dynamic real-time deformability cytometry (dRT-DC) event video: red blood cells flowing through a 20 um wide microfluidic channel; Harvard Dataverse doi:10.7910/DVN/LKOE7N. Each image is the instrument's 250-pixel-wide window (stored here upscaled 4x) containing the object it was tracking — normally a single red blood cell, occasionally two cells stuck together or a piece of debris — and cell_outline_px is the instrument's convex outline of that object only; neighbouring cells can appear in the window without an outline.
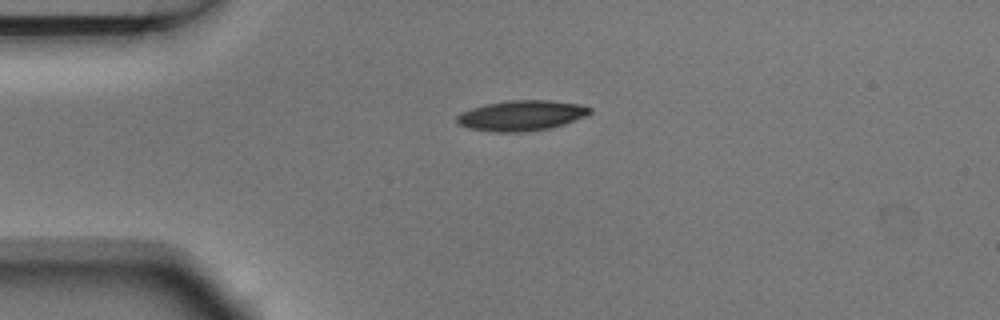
{"species": "Egyptian fruit bat (a non-hibernating species)", "species_latin": "Rousettus aegyptiacus", "temperature_condition": "room temperature", "stored_images_in_passage": 4, "camera_frame_rate_fps": 3000, "um_per_image_px": 0.085, "animal": {"sex": "male"}, "frame": {"image": 1, "passage_image": 1, "time_ms": 0.0, "image_size_px": [1000, 320], "cell_outline_px": [[592, 112], [584, 116], [564, 124], [548, 128], [520, 132], [496, 132], [468, 128], [460, 124], [456, 120], [456, 116], [460, 112], [472, 108], [488, 104], [512, 100], [552, 100], [580, 104], [592, 108]], "centroid_in_image_um": [44.33, 9.81], "position_along_channel_um": 40.7, "area_um2": 23.29}}
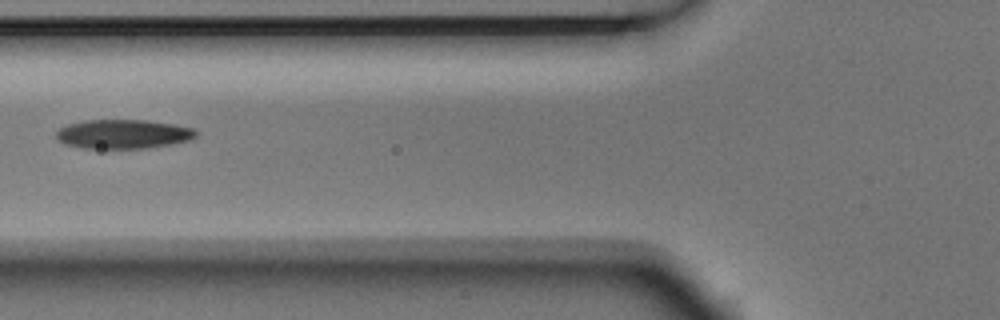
{"frame": {"image": 2, "passage_image": 3, "time_ms": 0.667, "image_size_px": [1000, 320], "cell_outline_px": [[196, 136], [188, 140], [148, 148], [84, 148], [68, 144], [60, 140], [56, 136], [56, 132], [60, 128], [68, 124], [88, 120], [148, 120], [176, 124], [196, 128]], "centroid_in_image_um": [10.51, 11.38], "position_along_channel_um": 115.3, "area_um2": 23.52}}
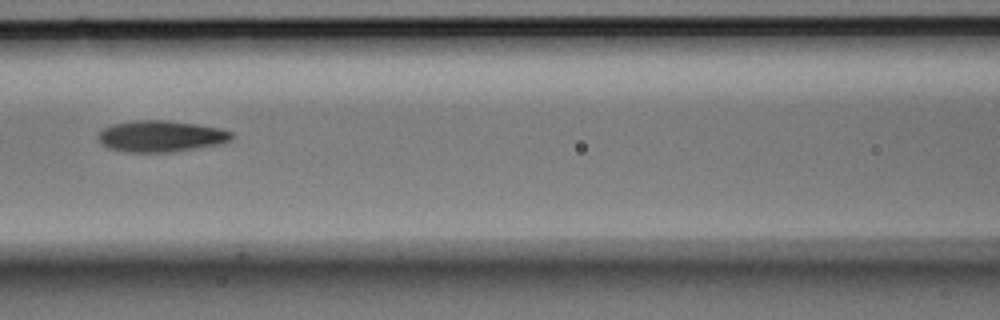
{"frame": {"image": 3, "passage_image": 4, "time_ms": 1.0, "image_size_px": [1000, 320], "cell_outline_px": [[232, 140], [220, 144], [200, 148], [172, 152], [124, 152], [108, 148], [100, 140], [100, 132], [104, 128], [112, 124], [136, 120], [168, 120], [196, 124], [220, 128], [232, 132]], "centroid_in_image_um": [13.72, 11.58], "position_along_channel_um": 152.9, "area_um2": 24.39}}